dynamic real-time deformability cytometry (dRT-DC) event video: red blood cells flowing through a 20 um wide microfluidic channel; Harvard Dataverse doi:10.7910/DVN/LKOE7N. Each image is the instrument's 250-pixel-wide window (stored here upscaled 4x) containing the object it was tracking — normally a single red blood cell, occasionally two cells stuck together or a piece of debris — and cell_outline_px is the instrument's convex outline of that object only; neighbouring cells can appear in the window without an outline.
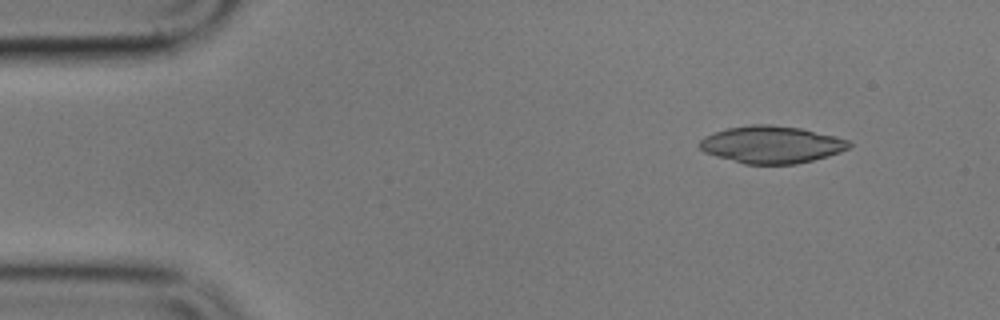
{"species": "common noctule bat (a hibernating species)", "species_latin": "Nyctalus noctula", "temperature_condition": "cold", "stored_images_in_passage": 4, "camera_frame_rate_fps": 3000, "um_per_image_px": 0.085, "animal": {"sex": "male", "body_mass_g": 17.9}, "frame": {"image": 1, "passage_image": 1, "time_ms": 0.0, "image_size_px": [1000, 320], "cell_outline_px": [[852, 144], [848, 148], [840, 152], [828, 156], [796, 164], [744, 164], [716, 156], [704, 152], [700, 148], [700, 140], [704, 136], [728, 128], [752, 124], [772, 124], [800, 128], [836, 136], [848, 140]], "centroid_in_image_um": [65.59, 12.29], "position_along_channel_um": 19.4, "area_um2": 32.37}}